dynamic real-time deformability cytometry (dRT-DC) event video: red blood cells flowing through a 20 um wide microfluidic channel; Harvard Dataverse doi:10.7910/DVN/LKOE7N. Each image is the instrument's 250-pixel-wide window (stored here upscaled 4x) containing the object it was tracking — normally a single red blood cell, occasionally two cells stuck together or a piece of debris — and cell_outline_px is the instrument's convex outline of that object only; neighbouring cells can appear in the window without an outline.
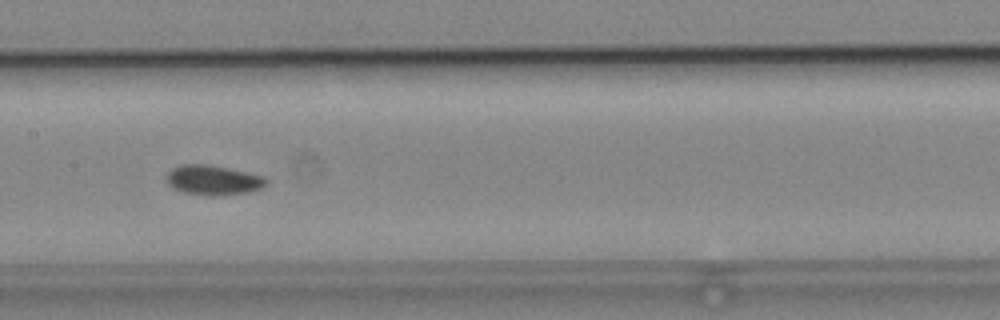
{"species": "common noctule bat (a hibernating species)", "species_latin": "Nyctalus noctula", "temperature_condition": "cold", "stored_images_in_passage": 18, "camera_frame_rate_fps": 3000, "um_per_image_px": 0.085, "animal": {"sex": "male", "body_mass_g": 19.2, "forearm_length_mm": 51.8}, "frame": {"image": 1, "passage_image": 16, "time_ms": 5.0, "image_size_px": [1000, 320], "cell_outline_px": [[268, 184], [260, 188], [248, 192], [220, 196], [212, 196], [184, 192], [168, 184], [168, 172], [172, 168], [180, 164], [208, 164], [228, 168], [264, 176], [268, 180]], "centroid_in_image_um": [18.16, 15.3], "position_along_channel_um": 189.2, "area_um2": 17.22}}